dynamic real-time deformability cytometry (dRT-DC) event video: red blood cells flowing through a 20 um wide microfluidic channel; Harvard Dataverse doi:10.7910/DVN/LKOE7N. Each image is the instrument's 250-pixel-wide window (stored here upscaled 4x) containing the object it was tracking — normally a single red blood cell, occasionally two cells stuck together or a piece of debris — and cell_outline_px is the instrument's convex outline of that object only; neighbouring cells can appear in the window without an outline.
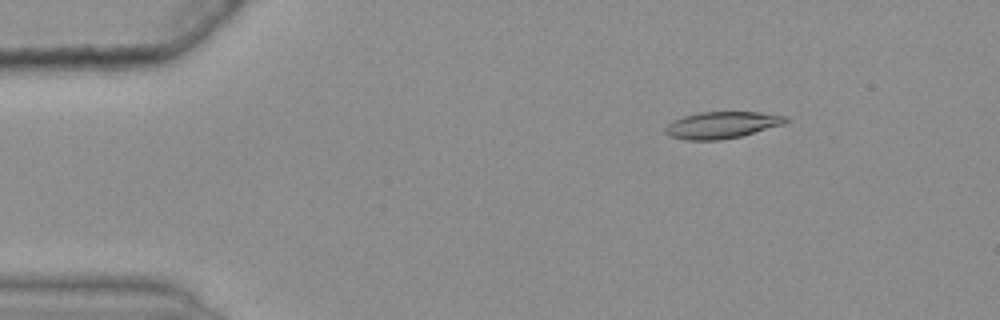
{"species": "common noctule bat (a hibernating species)", "species_latin": "Nyctalus noctula", "temperature_condition": "warm", "stored_images_in_passage": 49, "camera_frame_rate_fps": 3000, "um_per_image_px": 0.085, "animal": {"sex": "female", "body_mass_g": 25.1}, "frame": {"image": 1, "passage_image": 8, "time_ms": 2.333, "image_size_px": [1000, 320], "cell_outline_px": [[788, 120], [784, 124], [740, 136], [720, 140], [688, 140], [672, 136], [664, 132], [664, 128], [672, 120], [684, 116], [700, 112], [760, 112], [788, 116]], "centroid_in_image_um": [61.36, 10.62], "position_along_channel_um": 23.6, "area_um2": 18.67}}
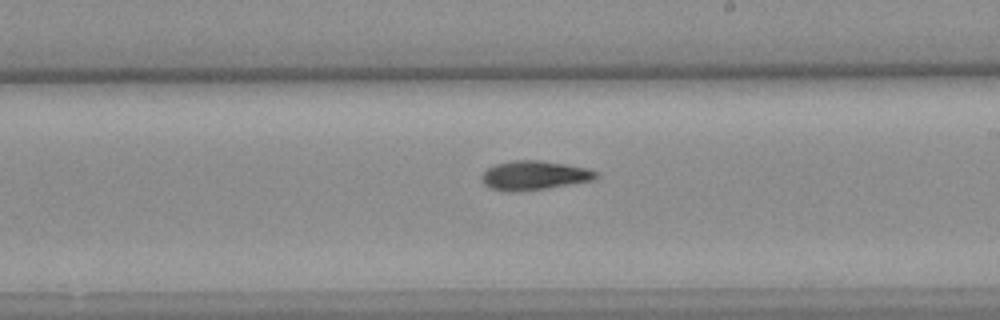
{"frame": {"image": 2, "passage_image": 32, "time_ms": 10.333, "image_size_px": [1000, 320], "cell_outline_px": [[600, 176], [596, 180], [544, 188], [512, 192], [508, 192], [488, 188], [484, 184], [480, 176], [488, 168], [496, 164], [516, 160], [540, 160], [588, 168], [600, 172]], "centroid_in_image_um": [45.44, 14.91], "position_along_channel_um": 243.6, "area_um2": 19.48}}
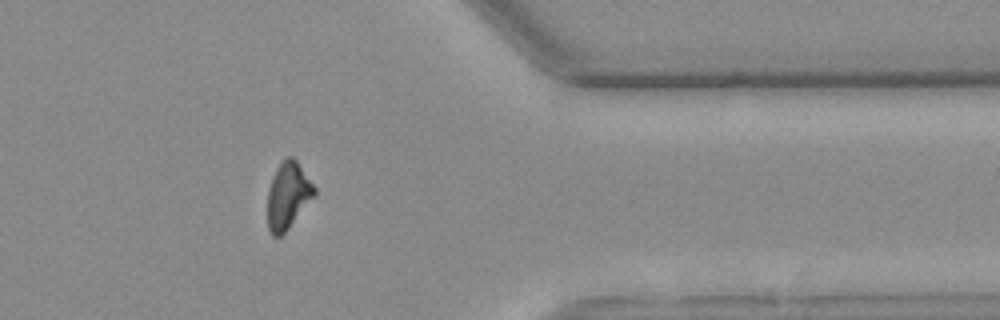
{"frame": {"image": 3, "passage_image": 45, "time_ms": 14.667, "image_size_px": [1000, 320], "cell_outline_px": [[316, 192], [288, 228], [280, 236], [272, 236], [268, 228], [268, 188], [272, 176], [280, 160], [284, 156], [292, 156], [296, 160], [316, 188]], "centroid_in_image_um": [24.44, 16.56], "position_along_channel_um": 387.0, "area_um2": 17.98}, "authors_computed_cell_mechanics": {"area_um2": 18.8428, "velocity_mm_per_s": 3.6816, "shape_relaxation_time_tau1_ms": null, "shape_relaxation_time_tau2_ms": 8.5733, "deformation_change_tau1": null, "deformation_change_tau2": 0.1832}}